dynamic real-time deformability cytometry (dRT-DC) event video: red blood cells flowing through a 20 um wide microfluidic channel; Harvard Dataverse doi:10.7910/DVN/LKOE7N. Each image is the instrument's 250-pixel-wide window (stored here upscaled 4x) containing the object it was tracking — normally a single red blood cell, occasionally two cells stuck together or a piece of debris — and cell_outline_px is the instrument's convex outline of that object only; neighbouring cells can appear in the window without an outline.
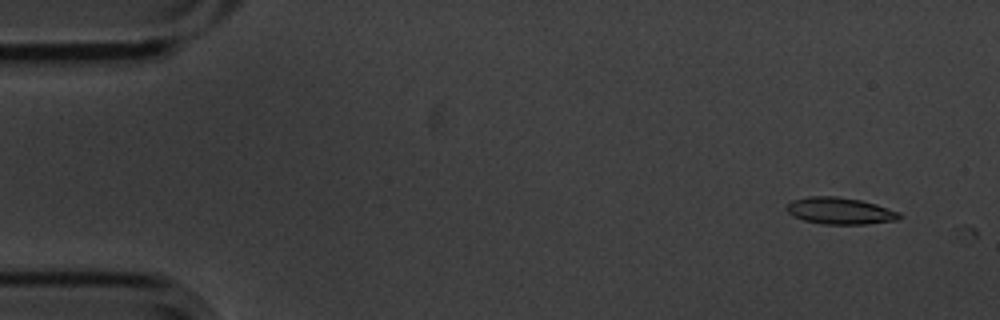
{"species": "common noctule bat (a hibernating species)", "species_latin": "Nyctalus noctula", "temperature_condition": "cold", "stored_images_in_passage": 4, "camera_frame_rate_fps": 3000, "um_per_image_px": 0.085, "animal": {"sex": "male", "body_mass_g": 20.1, "forearm_length_mm": 53.5}, "frame": {"image": 1, "passage_image": 1, "time_ms": 0.0, "image_size_px": [1000, 320], "cell_outline_px": [[904, 216], [896, 220], [864, 224], [820, 224], [804, 220], [792, 216], [784, 208], [792, 200], [808, 196], [836, 196], [860, 200], [876, 204], [900, 212]], "centroid_in_image_um": [71.38, 17.92], "position_along_channel_um": 13.6, "area_um2": 17.69}}